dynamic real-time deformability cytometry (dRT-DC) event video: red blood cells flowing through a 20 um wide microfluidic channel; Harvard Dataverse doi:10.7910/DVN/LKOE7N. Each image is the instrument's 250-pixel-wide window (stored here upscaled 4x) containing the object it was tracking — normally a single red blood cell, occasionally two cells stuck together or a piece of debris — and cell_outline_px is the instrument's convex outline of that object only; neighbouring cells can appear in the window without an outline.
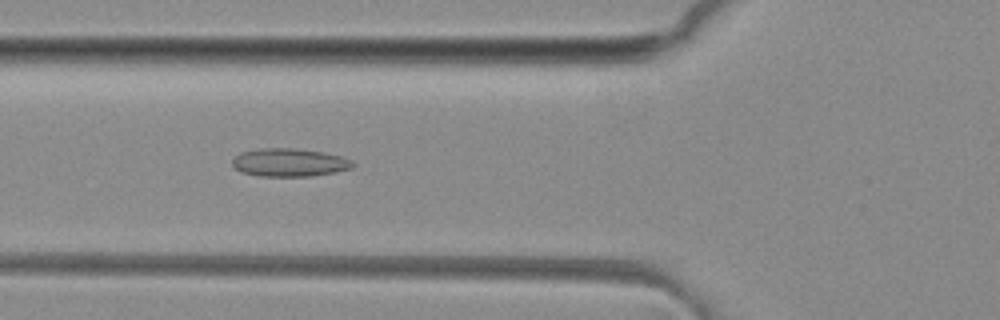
{"species": "common noctule bat (a hibernating species)", "species_latin": "Nyctalus noctula", "temperature_condition": "room temperature", "stored_images_in_passage": 45, "camera_frame_rate_fps": 3000, "um_per_image_px": 0.085, "animal": {"sex": "female", "body_mass_g": 29.2, "forearm_length_mm": 56.3}, "frame": {"image": 1, "passage_image": 14, "time_ms": 4.333, "image_size_px": [1000, 320], "cell_outline_px": [[356, 164], [352, 168], [336, 172], [312, 176], [260, 176], [240, 172], [232, 164], [232, 160], [240, 152], [260, 148], [296, 148], [324, 152], [340, 156], [352, 160]], "centroid_in_image_um": [24.61, 13.81], "position_along_channel_um": 101.2, "area_um2": 19.88}}
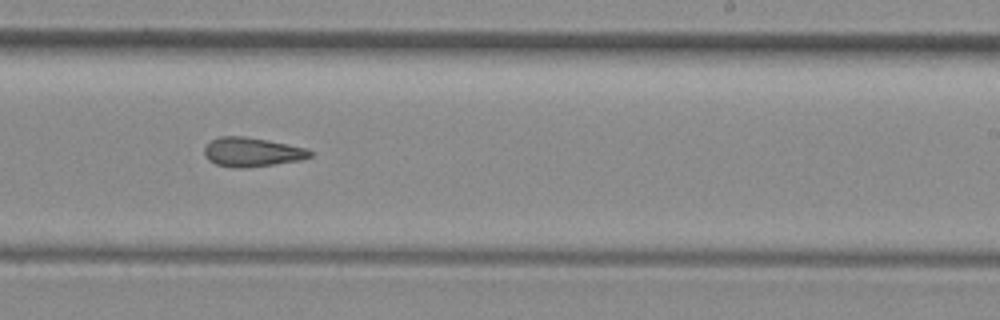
{"frame": {"image": 2, "passage_image": 26, "time_ms": 8.333, "image_size_px": [1000, 320], "cell_outline_px": [[312, 156], [300, 160], [244, 168], [232, 168], [216, 164], [208, 160], [204, 156], [204, 148], [212, 140], [220, 136], [244, 136], [268, 140], [304, 148], [312, 152]], "centroid_in_image_um": [21.37, 12.93], "position_along_channel_um": 267.6, "area_um2": 17.8}}
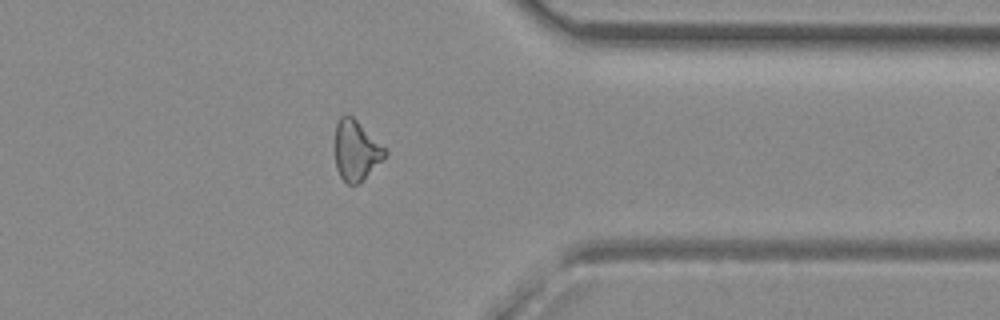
{"frame": {"image": 3, "passage_image": 35, "time_ms": 11.333, "image_size_px": [1000, 320], "cell_outline_px": [[388, 152], [356, 184], [348, 184], [340, 176], [336, 168], [336, 124], [340, 116], [352, 116]], "centroid_in_image_um": [30.22, 12.77], "position_along_channel_um": 381.2, "area_um2": 16.47}, "authors_computed_cell_mechanics": {"area_um2": 18.496, "velocity_mm_per_s": 4.1542, "shape_relaxation_time_tau1_ms": null, "shape_relaxation_time_tau2_ms": 4.9304, "deformation_change_tau1": null, "deformation_change_tau2": 0.1613}}